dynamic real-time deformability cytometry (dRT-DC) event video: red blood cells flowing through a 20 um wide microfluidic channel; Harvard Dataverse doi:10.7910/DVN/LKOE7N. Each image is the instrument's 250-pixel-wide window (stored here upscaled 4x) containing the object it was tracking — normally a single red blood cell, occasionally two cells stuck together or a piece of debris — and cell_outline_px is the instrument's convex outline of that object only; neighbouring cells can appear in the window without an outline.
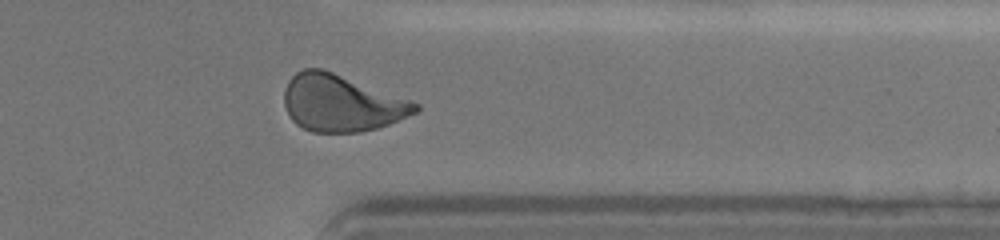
{"species": "human", "species_latin": "Homo sapiens", "temperature_condition": "cold", "stored_images_in_passage": 31, "camera_frame_rate_fps": 3000, "um_per_image_px": 0.085, "donor": {"sex": "female"}, "frame": {"image": 1, "passage_image": 27, "time_ms": 9.0, "image_size_px": [1000, 240], "cell_outline_px": [[420, 108], [416, 112], [388, 124], [376, 128], [360, 132], [312, 132], [296, 124], [292, 120], [284, 104], [284, 88], [288, 80], [296, 72], [304, 68], [320, 68], [332, 72], [412, 100], [420, 104]], "centroid_in_image_um": [29.0, 8.76], "position_along_channel_um": 382.4, "area_um2": 43.18}}